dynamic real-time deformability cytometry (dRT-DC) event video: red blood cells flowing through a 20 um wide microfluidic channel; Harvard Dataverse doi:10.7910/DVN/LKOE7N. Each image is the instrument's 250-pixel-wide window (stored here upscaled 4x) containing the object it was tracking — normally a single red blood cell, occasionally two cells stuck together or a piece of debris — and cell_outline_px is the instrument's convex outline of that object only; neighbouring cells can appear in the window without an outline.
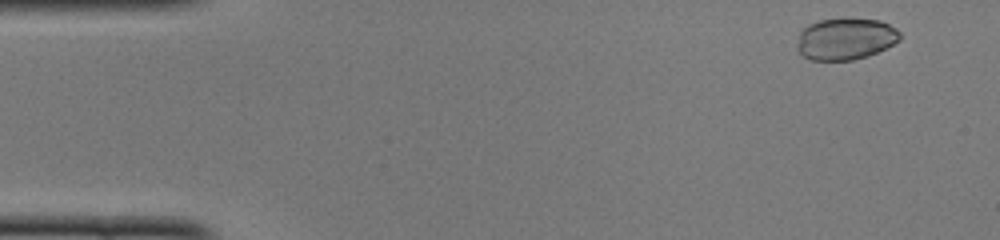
{"species": "common noctule bat (a hibernating species)", "species_latin": "Nyctalus noctula", "temperature_condition": "cold", "stored_images_in_passage": 48, "camera_frame_rate_fps": 3000, "um_per_image_px": 0.085, "animal": {"sex": "female", "body_mass_g": 22.0, "forearm_length_mm": 56.7}, "frame": {"image": 1, "passage_image": 3, "time_ms": 0.667, "image_size_px": [1000, 240], "cell_outline_px": [[900, 40], [868, 56], [852, 60], [812, 60], [804, 56], [796, 48], [796, 44], [800, 32], [808, 24], [820, 20], [844, 16], [880, 20], [896, 28], [900, 32]], "centroid_in_image_um": [71.86, 3.27], "position_along_channel_um": 13.1, "area_um2": 25.43}}
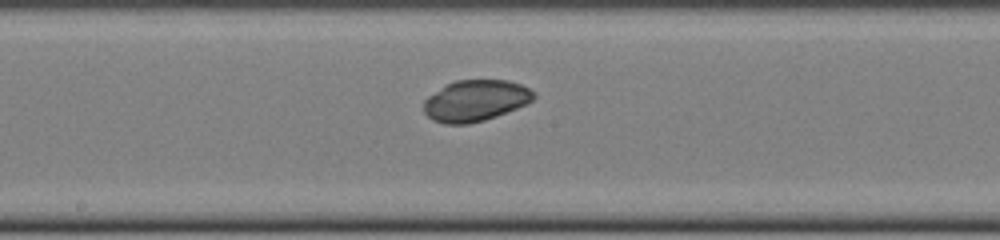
{"frame": {"image": 2, "passage_image": 25, "time_ms": 8.0, "image_size_px": [1000, 240], "cell_outline_px": [[536, 96], [528, 104], [496, 116], [484, 120], [468, 124], [444, 124], [432, 120], [424, 112], [424, 100], [428, 96], [444, 84], [456, 80], [508, 80], [520, 84], [536, 92]], "centroid_in_image_um": [40.41, 8.55], "position_along_channel_um": 207.8, "area_um2": 26.65}}
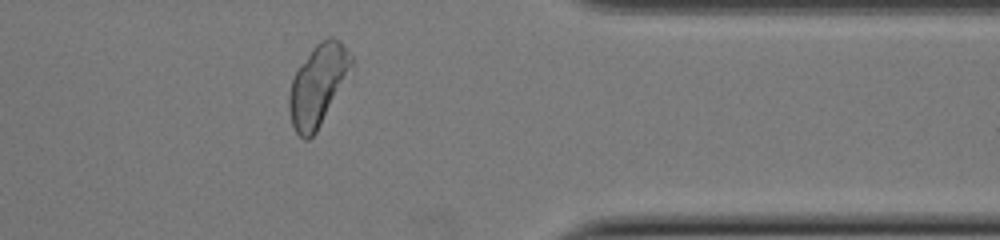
{"frame": {"image": 3, "passage_image": 39, "time_ms": 12.667, "image_size_px": [1000, 240], "cell_outline_px": [[352, 64], [316, 132], [308, 140], [304, 140], [296, 132], [292, 124], [288, 108], [288, 96], [292, 80], [296, 72], [312, 48], [316, 44], [328, 36], [332, 36], [340, 40], [348, 48], [352, 56]], "centroid_in_image_um": [26.99, 7.21], "position_along_channel_um": 384.4, "area_um2": 28.55}, "authors_computed_cell_mechanics": {"area_um2": 27.0793, "velocity_mm_per_s": 4.1019, "shape_relaxation_time_tau1_ms": 2.8404, "shape_relaxation_time_tau2_ms": null, "deformation_change_tau1": 0.0539, "deformation_change_tau2": null}}